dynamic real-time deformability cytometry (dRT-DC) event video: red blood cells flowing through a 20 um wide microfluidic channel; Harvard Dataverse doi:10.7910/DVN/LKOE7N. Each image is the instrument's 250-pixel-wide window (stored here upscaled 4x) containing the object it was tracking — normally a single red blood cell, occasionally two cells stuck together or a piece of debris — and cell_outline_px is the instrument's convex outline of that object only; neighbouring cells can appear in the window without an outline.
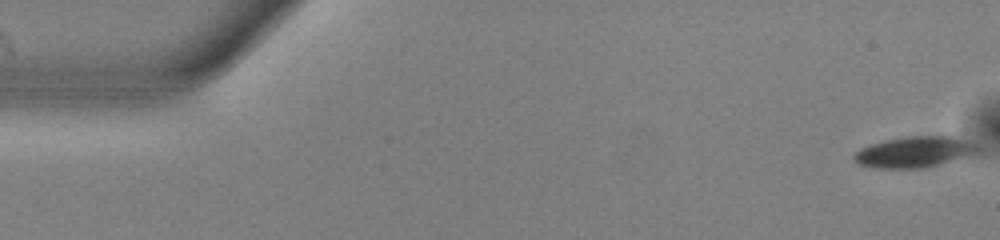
{"species": "common noctule bat (a hibernating species)", "species_latin": "Nyctalus noctula", "temperature_condition": "warm", "stored_images_in_passage": 54, "camera_frame_rate_fps": 3000, "um_per_image_px": 0.085, "animal": {"sex": "male", "body_mass_g": 13.0, "forearm_length_mm": 53.1}, "frame": {"image": 1, "passage_image": 1, "time_ms": 0.0, "image_size_px": [1000, 240], "cell_outline_px": [[980, 148], [976, 152], [964, 156], [924, 168], [872, 168], [860, 164], [852, 160], [852, 156], [860, 148], [872, 144], [888, 140], [908, 136], [956, 136], [972, 140], [980, 144]], "centroid_in_image_um": [77.75, 12.9], "position_along_channel_um": 7.3, "area_um2": 22.25}}
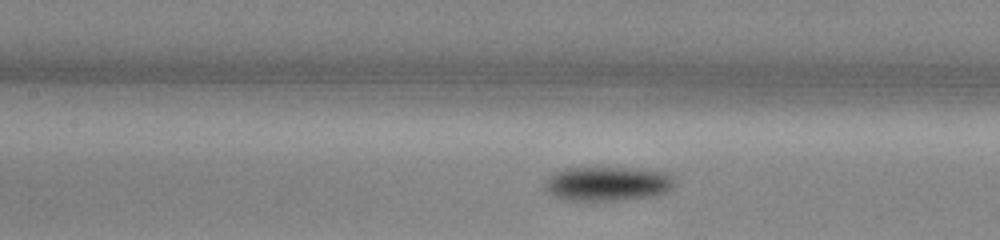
{"frame": {"image": 2, "passage_image": 24, "time_ms": 7.667, "image_size_px": [1000, 240], "cell_outline_px": [[676, 184], [668, 192], [656, 196], [620, 200], [564, 200], [552, 196], [544, 188], [544, 184], [548, 176], [552, 172], [564, 168], [584, 164], [600, 164], [644, 168], [672, 172], [676, 176]], "centroid_in_image_um": [51.68, 15.53], "position_along_channel_um": 155.7, "area_um2": 28.26}}
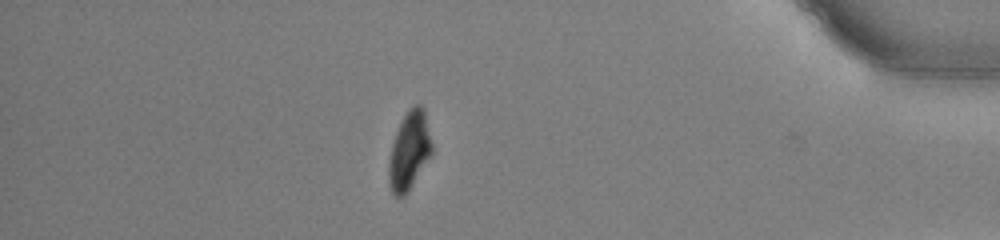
{"frame": {"image": 3, "passage_image": 47, "time_ms": 15.333, "image_size_px": [1000, 240], "cell_outline_px": [[432, 156], [408, 192], [404, 196], [396, 196], [392, 192], [388, 184], [388, 164], [392, 144], [396, 132], [408, 108], [416, 104], [420, 104], [424, 108], [432, 144]], "centroid_in_image_um": [34.8, 12.83], "position_along_channel_um": 400.4, "area_um2": 19.83}, "authors_computed_cell_mechanics": {"area_um2": 23.4957, "velocity_mm_per_s": 3.7658, "shape_relaxation_time_tau1_ms": 1.2152, "shape_relaxation_time_tau2_ms": null, "deformation_change_tau1": 0.071, "deformation_change_tau2": null}}